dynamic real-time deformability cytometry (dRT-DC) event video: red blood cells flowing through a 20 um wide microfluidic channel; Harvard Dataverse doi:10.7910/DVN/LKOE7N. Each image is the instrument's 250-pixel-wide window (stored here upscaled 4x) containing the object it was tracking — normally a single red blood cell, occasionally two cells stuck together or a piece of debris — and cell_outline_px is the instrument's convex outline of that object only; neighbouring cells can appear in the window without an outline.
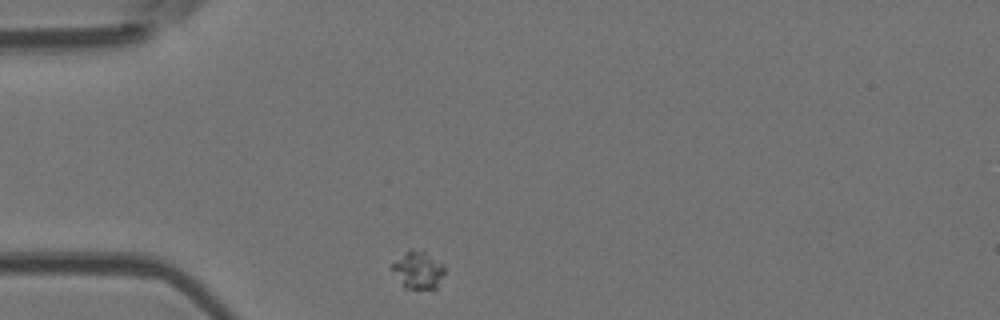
{"species": "Egyptian fruit bat (a non-hibernating species)", "species_latin": "Rousettus aegyptiacus", "temperature_condition": "room temperature", "stored_images_in_passage": 32, "camera_frame_rate_fps": 3000, "um_per_image_px": 0.085, "animal": {"sex": "female"}, "frame": {"image": 1, "passage_image": 1, "time_ms": 0.0, "image_size_px": [1000, 320], "cell_outline_px": [[444, 272], [436, 288], [404, 288], [392, 268], [392, 264], [396, 260], [412, 248], [424, 248], [444, 264]], "centroid_in_image_um": [35.58, 22.89], "position_along_channel_um": 49.4, "area_um2": 11.44}}
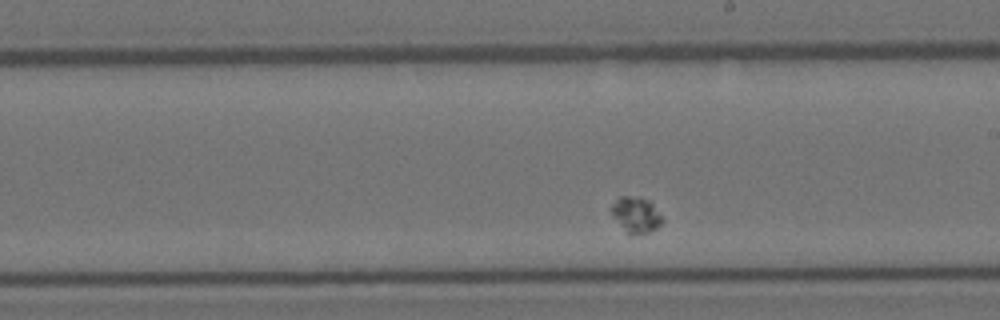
{"frame": {"image": 2, "passage_image": 19, "time_ms": 6.0, "image_size_px": [1000, 320], "cell_outline_px": [[664, 220], [656, 228], [648, 232], [628, 236], [608, 208], [620, 196], [640, 196], [648, 200], [652, 204]], "centroid_in_image_um": [54.03, 18.25], "position_along_channel_um": 235.0, "area_um2": 10.64}}
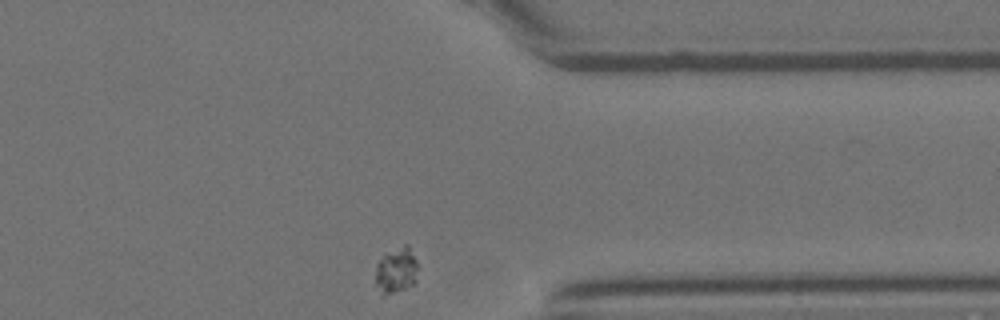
{"frame": {"image": 3, "passage_image": 32, "time_ms": 10.333, "image_size_px": [1000, 320], "cell_outline_px": [[416, 280], [412, 284], [392, 292], [384, 292], [376, 284], [376, 264], [384, 256], [404, 244], [408, 244], [416, 260]], "centroid_in_image_um": [33.7, 22.92], "position_along_channel_um": 377.7, "area_um2": 10.52}}